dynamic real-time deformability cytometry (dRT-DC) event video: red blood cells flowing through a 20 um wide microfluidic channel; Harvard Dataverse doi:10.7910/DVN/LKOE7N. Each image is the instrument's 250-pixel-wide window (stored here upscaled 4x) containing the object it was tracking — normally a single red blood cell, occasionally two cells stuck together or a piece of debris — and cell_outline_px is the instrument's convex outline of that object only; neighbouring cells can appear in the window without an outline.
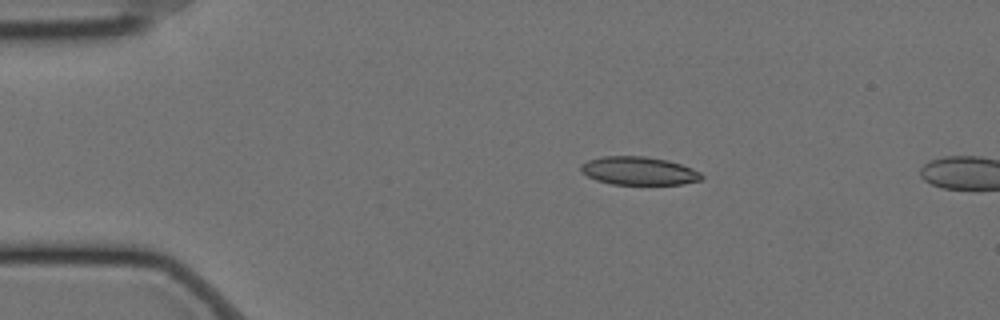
{"species": "Egyptian fruit bat (a non-hibernating species)", "species_latin": "Rousettus aegyptiacus", "temperature_condition": "cold", "stored_images_in_passage": 16, "camera_frame_rate_fps": 3000, "um_per_image_px": 0.085, "animal": {"sex": "female"}, "frame": {"image": 1, "passage_image": 10, "time_ms": 3.0, "image_size_px": [1000, 320], "cell_outline_px": [[704, 176], [700, 180], [684, 184], [612, 184], [596, 180], [580, 172], [580, 164], [588, 160], [604, 156], [644, 156], [668, 160], [692, 168], [700, 172]], "centroid_in_image_um": [54.28, 14.52], "position_along_channel_um": 30.7, "area_um2": 19.88}}